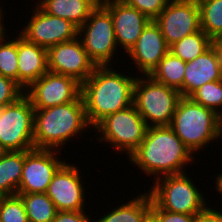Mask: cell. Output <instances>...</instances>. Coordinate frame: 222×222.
<instances>
[{
  "mask_svg": "<svg viewBox=\"0 0 222 222\" xmlns=\"http://www.w3.org/2000/svg\"><path fill=\"white\" fill-rule=\"evenodd\" d=\"M122 74L109 65L96 66L93 73L81 84V97L91 127L94 128L108 115L133 104L137 75Z\"/></svg>",
  "mask_w": 222,
  "mask_h": 222,
  "instance_id": "6da1fadb",
  "label": "cell"
},
{
  "mask_svg": "<svg viewBox=\"0 0 222 222\" xmlns=\"http://www.w3.org/2000/svg\"><path fill=\"white\" fill-rule=\"evenodd\" d=\"M194 154L170 126L148 127L139 147L127 158L154 180L186 172Z\"/></svg>",
  "mask_w": 222,
  "mask_h": 222,
  "instance_id": "7a4b0ae2",
  "label": "cell"
},
{
  "mask_svg": "<svg viewBox=\"0 0 222 222\" xmlns=\"http://www.w3.org/2000/svg\"><path fill=\"white\" fill-rule=\"evenodd\" d=\"M34 148L61 150L70 138L91 128L82 97L69 103L34 110Z\"/></svg>",
  "mask_w": 222,
  "mask_h": 222,
  "instance_id": "3957f363",
  "label": "cell"
},
{
  "mask_svg": "<svg viewBox=\"0 0 222 222\" xmlns=\"http://www.w3.org/2000/svg\"><path fill=\"white\" fill-rule=\"evenodd\" d=\"M169 126L193 154L218 140V114L189 97L179 100Z\"/></svg>",
  "mask_w": 222,
  "mask_h": 222,
  "instance_id": "277c9868",
  "label": "cell"
},
{
  "mask_svg": "<svg viewBox=\"0 0 222 222\" xmlns=\"http://www.w3.org/2000/svg\"><path fill=\"white\" fill-rule=\"evenodd\" d=\"M181 98L178 90L155 81L149 75L137 76L135 80L133 105L147 127L169 126Z\"/></svg>",
  "mask_w": 222,
  "mask_h": 222,
  "instance_id": "5b68a950",
  "label": "cell"
},
{
  "mask_svg": "<svg viewBox=\"0 0 222 222\" xmlns=\"http://www.w3.org/2000/svg\"><path fill=\"white\" fill-rule=\"evenodd\" d=\"M165 175L155 179L149 194L162 210L196 215L208 204L188 174ZM206 200V201H205Z\"/></svg>",
  "mask_w": 222,
  "mask_h": 222,
  "instance_id": "8992f818",
  "label": "cell"
},
{
  "mask_svg": "<svg viewBox=\"0 0 222 222\" xmlns=\"http://www.w3.org/2000/svg\"><path fill=\"white\" fill-rule=\"evenodd\" d=\"M94 128L98 132L99 141L111 144L116 151L125 152L129 157L143 141L148 127L132 104L108 115Z\"/></svg>",
  "mask_w": 222,
  "mask_h": 222,
  "instance_id": "52a82bcc",
  "label": "cell"
},
{
  "mask_svg": "<svg viewBox=\"0 0 222 222\" xmlns=\"http://www.w3.org/2000/svg\"><path fill=\"white\" fill-rule=\"evenodd\" d=\"M84 35V36H83ZM78 37L96 66H111L118 45L110 12L99 2L86 22L78 28Z\"/></svg>",
  "mask_w": 222,
  "mask_h": 222,
  "instance_id": "ba28073f",
  "label": "cell"
},
{
  "mask_svg": "<svg viewBox=\"0 0 222 222\" xmlns=\"http://www.w3.org/2000/svg\"><path fill=\"white\" fill-rule=\"evenodd\" d=\"M34 110L26 95L3 107L0 143L8 151H29L34 148Z\"/></svg>",
  "mask_w": 222,
  "mask_h": 222,
  "instance_id": "9c48e42d",
  "label": "cell"
},
{
  "mask_svg": "<svg viewBox=\"0 0 222 222\" xmlns=\"http://www.w3.org/2000/svg\"><path fill=\"white\" fill-rule=\"evenodd\" d=\"M61 151L33 148L24 151V164L17 194L46 193L57 170L65 163Z\"/></svg>",
  "mask_w": 222,
  "mask_h": 222,
  "instance_id": "30bf717a",
  "label": "cell"
},
{
  "mask_svg": "<svg viewBox=\"0 0 222 222\" xmlns=\"http://www.w3.org/2000/svg\"><path fill=\"white\" fill-rule=\"evenodd\" d=\"M34 109H45L78 100L81 97V83L62 74L47 71L26 90Z\"/></svg>",
  "mask_w": 222,
  "mask_h": 222,
  "instance_id": "8fae6325",
  "label": "cell"
},
{
  "mask_svg": "<svg viewBox=\"0 0 222 222\" xmlns=\"http://www.w3.org/2000/svg\"><path fill=\"white\" fill-rule=\"evenodd\" d=\"M154 21L160 27L166 44L171 46L201 29L199 3L197 0H170Z\"/></svg>",
  "mask_w": 222,
  "mask_h": 222,
  "instance_id": "7c38bea8",
  "label": "cell"
},
{
  "mask_svg": "<svg viewBox=\"0 0 222 222\" xmlns=\"http://www.w3.org/2000/svg\"><path fill=\"white\" fill-rule=\"evenodd\" d=\"M48 71L76 79L83 84L96 65L89 58L81 39L53 45L47 49Z\"/></svg>",
  "mask_w": 222,
  "mask_h": 222,
  "instance_id": "4fadbf2b",
  "label": "cell"
},
{
  "mask_svg": "<svg viewBox=\"0 0 222 222\" xmlns=\"http://www.w3.org/2000/svg\"><path fill=\"white\" fill-rule=\"evenodd\" d=\"M20 35L28 42L49 47L70 41L78 36V27L71 21L47 14L38 5Z\"/></svg>",
  "mask_w": 222,
  "mask_h": 222,
  "instance_id": "5bb4252c",
  "label": "cell"
},
{
  "mask_svg": "<svg viewBox=\"0 0 222 222\" xmlns=\"http://www.w3.org/2000/svg\"><path fill=\"white\" fill-rule=\"evenodd\" d=\"M76 165L64 163L54 174L46 194L57 211H83L85 207V187L80 170Z\"/></svg>",
  "mask_w": 222,
  "mask_h": 222,
  "instance_id": "9a60e30c",
  "label": "cell"
},
{
  "mask_svg": "<svg viewBox=\"0 0 222 222\" xmlns=\"http://www.w3.org/2000/svg\"><path fill=\"white\" fill-rule=\"evenodd\" d=\"M100 3L110 12L118 47L122 46L127 54L151 20L122 0H100Z\"/></svg>",
  "mask_w": 222,
  "mask_h": 222,
  "instance_id": "2e32d148",
  "label": "cell"
},
{
  "mask_svg": "<svg viewBox=\"0 0 222 222\" xmlns=\"http://www.w3.org/2000/svg\"><path fill=\"white\" fill-rule=\"evenodd\" d=\"M169 52V46L161 33L160 27L151 20L143 29L136 44L128 51L131 62L135 63L137 72L150 75L159 61Z\"/></svg>",
  "mask_w": 222,
  "mask_h": 222,
  "instance_id": "e0dca14e",
  "label": "cell"
},
{
  "mask_svg": "<svg viewBox=\"0 0 222 222\" xmlns=\"http://www.w3.org/2000/svg\"><path fill=\"white\" fill-rule=\"evenodd\" d=\"M18 83L26 90L48 71L47 49L17 35Z\"/></svg>",
  "mask_w": 222,
  "mask_h": 222,
  "instance_id": "ac0fdd59",
  "label": "cell"
},
{
  "mask_svg": "<svg viewBox=\"0 0 222 222\" xmlns=\"http://www.w3.org/2000/svg\"><path fill=\"white\" fill-rule=\"evenodd\" d=\"M222 80V69L213 46L191 62H186L183 97H189L202 85Z\"/></svg>",
  "mask_w": 222,
  "mask_h": 222,
  "instance_id": "d6986e66",
  "label": "cell"
},
{
  "mask_svg": "<svg viewBox=\"0 0 222 222\" xmlns=\"http://www.w3.org/2000/svg\"><path fill=\"white\" fill-rule=\"evenodd\" d=\"M38 5L47 14L71 21L78 28L89 18L100 0H40Z\"/></svg>",
  "mask_w": 222,
  "mask_h": 222,
  "instance_id": "ffe728a7",
  "label": "cell"
},
{
  "mask_svg": "<svg viewBox=\"0 0 222 222\" xmlns=\"http://www.w3.org/2000/svg\"><path fill=\"white\" fill-rule=\"evenodd\" d=\"M151 208V196L145 191L144 194L111 209L110 213L103 214L104 216H100L95 222H143L151 213Z\"/></svg>",
  "mask_w": 222,
  "mask_h": 222,
  "instance_id": "44dd1931",
  "label": "cell"
},
{
  "mask_svg": "<svg viewBox=\"0 0 222 222\" xmlns=\"http://www.w3.org/2000/svg\"><path fill=\"white\" fill-rule=\"evenodd\" d=\"M23 164L24 151H8L0 159V194L17 195Z\"/></svg>",
  "mask_w": 222,
  "mask_h": 222,
  "instance_id": "7402d4cb",
  "label": "cell"
},
{
  "mask_svg": "<svg viewBox=\"0 0 222 222\" xmlns=\"http://www.w3.org/2000/svg\"><path fill=\"white\" fill-rule=\"evenodd\" d=\"M185 66V61L168 52L149 76L157 82L175 88L183 97Z\"/></svg>",
  "mask_w": 222,
  "mask_h": 222,
  "instance_id": "603a6c76",
  "label": "cell"
},
{
  "mask_svg": "<svg viewBox=\"0 0 222 222\" xmlns=\"http://www.w3.org/2000/svg\"><path fill=\"white\" fill-rule=\"evenodd\" d=\"M212 46V39L202 30L187 35L169 46V52L185 62H191Z\"/></svg>",
  "mask_w": 222,
  "mask_h": 222,
  "instance_id": "cb8c5ba5",
  "label": "cell"
},
{
  "mask_svg": "<svg viewBox=\"0 0 222 222\" xmlns=\"http://www.w3.org/2000/svg\"><path fill=\"white\" fill-rule=\"evenodd\" d=\"M17 195L24 202L28 222H52L57 209L46 193Z\"/></svg>",
  "mask_w": 222,
  "mask_h": 222,
  "instance_id": "d4e9b609",
  "label": "cell"
},
{
  "mask_svg": "<svg viewBox=\"0 0 222 222\" xmlns=\"http://www.w3.org/2000/svg\"><path fill=\"white\" fill-rule=\"evenodd\" d=\"M200 27L212 39L222 37V0H197Z\"/></svg>",
  "mask_w": 222,
  "mask_h": 222,
  "instance_id": "484cf974",
  "label": "cell"
},
{
  "mask_svg": "<svg viewBox=\"0 0 222 222\" xmlns=\"http://www.w3.org/2000/svg\"><path fill=\"white\" fill-rule=\"evenodd\" d=\"M5 32L0 36V75L18 83L17 36L11 40Z\"/></svg>",
  "mask_w": 222,
  "mask_h": 222,
  "instance_id": "4316f807",
  "label": "cell"
},
{
  "mask_svg": "<svg viewBox=\"0 0 222 222\" xmlns=\"http://www.w3.org/2000/svg\"><path fill=\"white\" fill-rule=\"evenodd\" d=\"M189 98L219 115L222 112V80L202 85Z\"/></svg>",
  "mask_w": 222,
  "mask_h": 222,
  "instance_id": "83f0119b",
  "label": "cell"
},
{
  "mask_svg": "<svg viewBox=\"0 0 222 222\" xmlns=\"http://www.w3.org/2000/svg\"><path fill=\"white\" fill-rule=\"evenodd\" d=\"M0 222H28L25 205L19 195L1 198Z\"/></svg>",
  "mask_w": 222,
  "mask_h": 222,
  "instance_id": "f1b7e54d",
  "label": "cell"
},
{
  "mask_svg": "<svg viewBox=\"0 0 222 222\" xmlns=\"http://www.w3.org/2000/svg\"><path fill=\"white\" fill-rule=\"evenodd\" d=\"M25 95V89L13 79L0 75V107L18 101Z\"/></svg>",
  "mask_w": 222,
  "mask_h": 222,
  "instance_id": "f546056e",
  "label": "cell"
},
{
  "mask_svg": "<svg viewBox=\"0 0 222 222\" xmlns=\"http://www.w3.org/2000/svg\"><path fill=\"white\" fill-rule=\"evenodd\" d=\"M130 7L136 8L150 20H155L165 9L170 0H122Z\"/></svg>",
  "mask_w": 222,
  "mask_h": 222,
  "instance_id": "4dcf8cb0",
  "label": "cell"
},
{
  "mask_svg": "<svg viewBox=\"0 0 222 222\" xmlns=\"http://www.w3.org/2000/svg\"><path fill=\"white\" fill-rule=\"evenodd\" d=\"M151 214L158 220V222H193L194 216L184 213H173L160 209L153 201Z\"/></svg>",
  "mask_w": 222,
  "mask_h": 222,
  "instance_id": "1f68e13d",
  "label": "cell"
},
{
  "mask_svg": "<svg viewBox=\"0 0 222 222\" xmlns=\"http://www.w3.org/2000/svg\"><path fill=\"white\" fill-rule=\"evenodd\" d=\"M85 211H57L52 222H95Z\"/></svg>",
  "mask_w": 222,
  "mask_h": 222,
  "instance_id": "d6a6232c",
  "label": "cell"
},
{
  "mask_svg": "<svg viewBox=\"0 0 222 222\" xmlns=\"http://www.w3.org/2000/svg\"><path fill=\"white\" fill-rule=\"evenodd\" d=\"M208 206L194 216L193 222H222V210L220 212Z\"/></svg>",
  "mask_w": 222,
  "mask_h": 222,
  "instance_id": "836d02e7",
  "label": "cell"
},
{
  "mask_svg": "<svg viewBox=\"0 0 222 222\" xmlns=\"http://www.w3.org/2000/svg\"><path fill=\"white\" fill-rule=\"evenodd\" d=\"M212 46L215 49L222 69V37L212 40Z\"/></svg>",
  "mask_w": 222,
  "mask_h": 222,
  "instance_id": "e575fe53",
  "label": "cell"
},
{
  "mask_svg": "<svg viewBox=\"0 0 222 222\" xmlns=\"http://www.w3.org/2000/svg\"><path fill=\"white\" fill-rule=\"evenodd\" d=\"M215 177H216L215 188L218 191V193L222 194V172H220V174H217V176Z\"/></svg>",
  "mask_w": 222,
  "mask_h": 222,
  "instance_id": "d590c367",
  "label": "cell"
},
{
  "mask_svg": "<svg viewBox=\"0 0 222 222\" xmlns=\"http://www.w3.org/2000/svg\"><path fill=\"white\" fill-rule=\"evenodd\" d=\"M3 8H1L0 7V36H1V34L4 32V31H7V29H6V25H3L4 24V22H2V20H4V16L3 15H5L3 12V10H2ZM5 27V28H4ZM6 29V30H5Z\"/></svg>",
  "mask_w": 222,
  "mask_h": 222,
  "instance_id": "8d00e7d4",
  "label": "cell"
},
{
  "mask_svg": "<svg viewBox=\"0 0 222 222\" xmlns=\"http://www.w3.org/2000/svg\"><path fill=\"white\" fill-rule=\"evenodd\" d=\"M222 137V112L218 115V139Z\"/></svg>",
  "mask_w": 222,
  "mask_h": 222,
  "instance_id": "74e56055",
  "label": "cell"
},
{
  "mask_svg": "<svg viewBox=\"0 0 222 222\" xmlns=\"http://www.w3.org/2000/svg\"><path fill=\"white\" fill-rule=\"evenodd\" d=\"M8 153V150L0 143V159Z\"/></svg>",
  "mask_w": 222,
  "mask_h": 222,
  "instance_id": "f35d334b",
  "label": "cell"
},
{
  "mask_svg": "<svg viewBox=\"0 0 222 222\" xmlns=\"http://www.w3.org/2000/svg\"><path fill=\"white\" fill-rule=\"evenodd\" d=\"M143 222H158V220L150 213Z\"/></svg>",
  "mask_w": 222,
  "mask_h": 222,
  "instance_id": "ab89813d",
  "label": "cell"
},
{
  "mask_svg": "<svg viewBox=\"0 0 222 222\" xmlns=\"http://www.w3.org/2000/svg\"><path fill=\"white\" fill-rule=\"evenodd\" d=\"M2 109H3V107H0V117H1V114H2Z\"/></svg>",
  "mask_w": 222,
  "mask_h": 222,
  "instance_id": "60d3db41",
  "label": "cell"
}]
</instances>
